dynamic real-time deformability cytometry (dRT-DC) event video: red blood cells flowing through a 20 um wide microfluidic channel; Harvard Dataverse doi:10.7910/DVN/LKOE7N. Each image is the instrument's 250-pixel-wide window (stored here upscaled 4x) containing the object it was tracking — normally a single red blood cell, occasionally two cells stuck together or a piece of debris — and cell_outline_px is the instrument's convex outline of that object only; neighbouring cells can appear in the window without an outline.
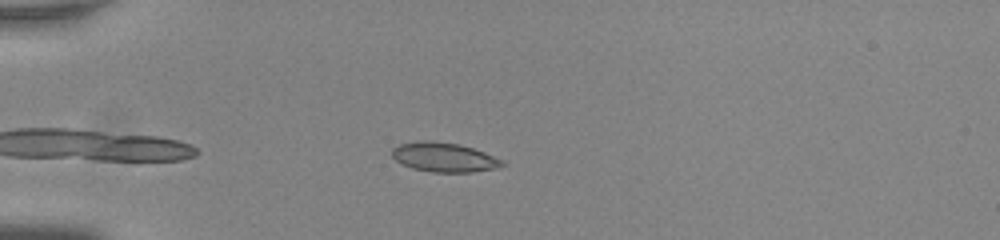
{"species": "common noctule bat (a hibernating species)", "species_latin": "Nyctalus noctula", "temperature_condition": "room temperature", "stored_images_in_passage": 40, "camera_frame_rate_fps": 3000, "um_per_image_px": 0.085, "animal": {"sex": "male", "body_mass_g": 20.0, "forearm_length_mm": 53.3}, "frame": {"image": 1, "passage_image": 5, "time_ms": 1.333, "image_size_px": [1000, 240], "cell_outline_px": [[508, 164], [496, 168], [472, 172], [432, 172], [412, 168], [400, 164], [392, 156], [392, 148], [400, 144], [416, 140], [432, 140], [460, 144], [484, 152], [504, 160]], "centroid_in_image_um": [37.74, 13.36], "position_along_channel_um": 47.3, "area_um2": 19.13}}
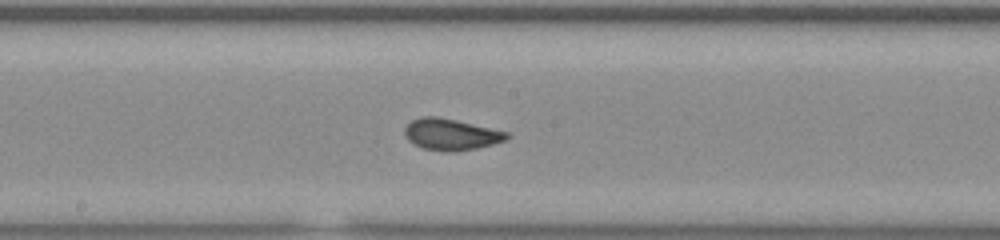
{"frame": {"image": 2, "passage_image": 20, "time_ms": 6.333, "image_size_px": [1000, 240], "cell_outline_px": [[512, 136], [504, 140], [492, 144], [476, 148], [452, 152], [448, 152], [424, 148], [412, 144], [408, 140], [404, 132], [404, 128], [412, 120], [420, 116], [436, 116], [456, 120], [508, 132]], "centroid_in_image_um": [38.31, 11.42], "position_along_channel_um": 209.9, "area_um2": 18.61}}
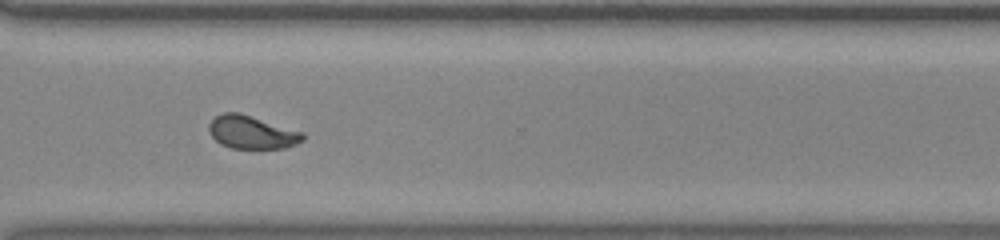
{"frame": {"image": 3, "passage_image": 31, "time_ms": 10.0, "image_size_px": [1000, 240], "cell_outline_px": [[304, 140], [296, 144], [284, 148], [232, 148], [220, 144], [208, 132], [208, 124], [216, 116], [224, 112], [240, 112], [304, 132]], "centroid_in_image_um": [21.4, 11.23], "position_along_channel_um": 349.2, "area_um2": 18.21}, "authors_computed_cell_mechanics": {"area_um2": 18.4093, "velocity_mm_per_s": 3.8051, "shape_relaxation_time_tau1_ms": 3.4368, "shape_relaxation_time_tau2_ms": 0.7067, "deformation_change_tau1": 0.1376, "deformation_change_tau2": 0.0667}}